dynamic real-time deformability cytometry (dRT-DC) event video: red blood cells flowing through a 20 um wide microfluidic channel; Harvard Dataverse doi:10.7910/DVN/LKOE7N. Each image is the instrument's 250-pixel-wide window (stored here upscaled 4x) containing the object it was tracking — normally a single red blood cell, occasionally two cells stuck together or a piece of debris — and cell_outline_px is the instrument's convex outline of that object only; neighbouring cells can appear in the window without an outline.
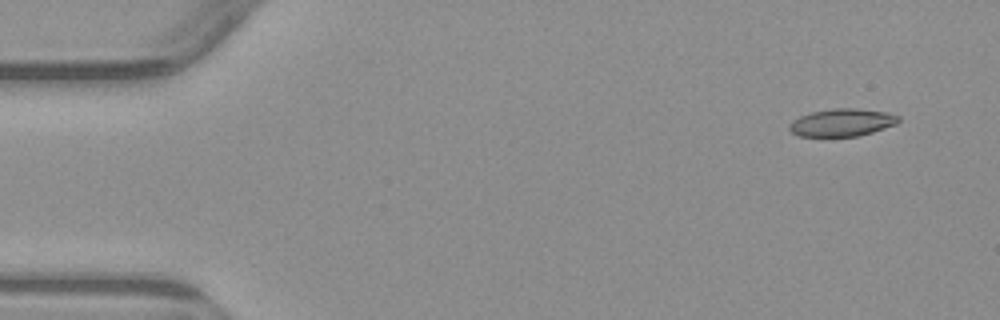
{"species": "common noctule bat (a hibernating species)", "species_latin": "Nyctalus noctula", "temperature_condition": "warm", "stored_images_in_passage": 4, "camera_frame_rate_fps": 3000, "um_per_image_px": 0.085, "animal": {"sex": "male", "body_mass_g": 23.1, "forearm_length_mm": 52.7}, "frame": {"image": 1, "passage_image": 1, "time_ms": 0.0, "image_size_px": [1000, 320], "cell_outline_px": [[900, 120], [896, 124], [872, 132], [856, 136], [800, 136], [792, 132], [788, 128], [788, 124], [792, 120], [800, 116], [812, 112], [832, 108], [856, 108], [888, 112], [900, 116]], "centroid_in_image_um": [71.57, 10.4], "position_along_channel_um": 13.4, "area_um2": 17.57}}